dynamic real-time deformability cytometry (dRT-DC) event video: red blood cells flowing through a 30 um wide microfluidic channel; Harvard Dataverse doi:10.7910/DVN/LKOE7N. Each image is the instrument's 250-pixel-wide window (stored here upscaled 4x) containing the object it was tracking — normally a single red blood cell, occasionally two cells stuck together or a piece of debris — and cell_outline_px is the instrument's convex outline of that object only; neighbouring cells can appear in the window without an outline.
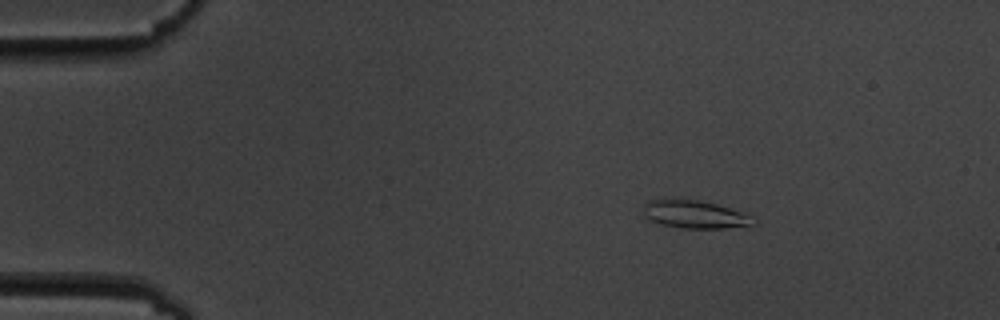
{"species": "common noctule bat (a hibernating species)", "species_latin": "Nyctalus noctula", "temperature_condition": "cold", "stored_images_in_passage": 5, "camera_frame_rate_fps": 3000, "um_per_image_px": 0.085, "animal": {"sex": "male", "body_mass_g": 19.5, "forearm_length_mm": 54.6}, "frame": {"image": 1, "passage_image": 3, "time_ms": 2.333, "image_size_px": [1000, 320], "cell_outline_px": [[756, 224], [724, 228], [680, 228], [660, 224], [644, 216], [644, 204], [648, 200], [664, 196], [696, 200], [716, 204], [744, 212], [752, 216], [756, 220]], "centroid_in_image_um": [59.01, 18.19], "position_along_channel_um": 26.0, "area_um2": 18.38}}
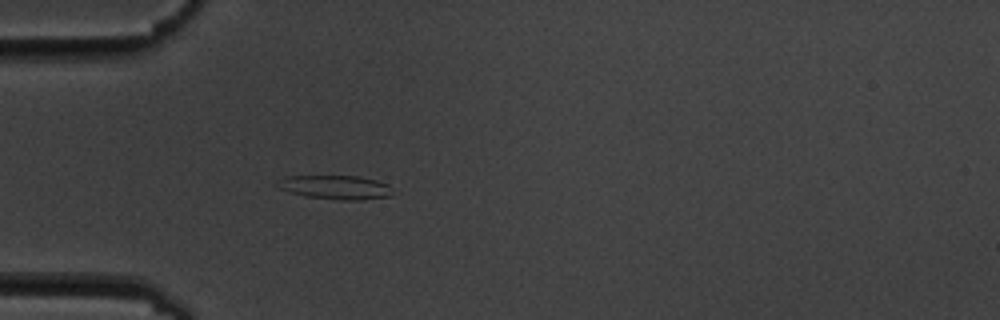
{"frame": {"image": 2, "passage_image": 5, "time_ms": 5.0, "image_size_px": [1000, 320], "cell_outline_px": [[392, 196], [360, 200], [340, 200], [304, 196], [288, 192], [280, 188], [276, 184], [284, 176], [360, 176], [376, 180], [388, 184]], "centroid_in_image_um": [28.51, 15.92], "position_along_channel_um": 56.5, "area_um2": 16.07}}